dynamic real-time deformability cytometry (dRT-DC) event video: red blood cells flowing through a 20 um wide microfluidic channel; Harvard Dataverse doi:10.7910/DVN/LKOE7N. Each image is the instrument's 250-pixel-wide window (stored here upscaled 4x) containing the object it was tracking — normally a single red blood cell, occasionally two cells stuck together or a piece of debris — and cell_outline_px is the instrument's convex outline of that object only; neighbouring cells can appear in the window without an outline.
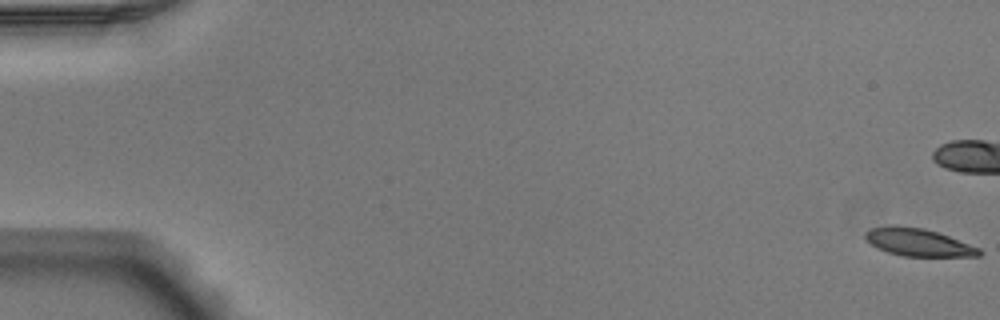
{"species": "Egyptian fruit bat (a non-hibernating species)", "species_latin": "Rousettus aegyptiacus", "temperature_condition": "warm", "stored_images_in_passage": 54, "camera_frame_rate_fps": 3000, "um_per_image_px": 0.085, "animal": {"sex": "male"}, "frame": {"image": 1, "passage_image": 1, "time_ms": 0.0, "image_size_px": [1000, 320], "cell_outline_px": [[984, 252], [980, 256], [904, 256], [888, 252], [876, 248], [864, 236], [864, 232], [872, 228], [892, 224], [896, 224], [924, 228], [948, 236], [980, 248]], "centroid_in_image_um": [78.04, 20.58], "position_along_channel_um": 7.0, "area_um2": 18.38}}